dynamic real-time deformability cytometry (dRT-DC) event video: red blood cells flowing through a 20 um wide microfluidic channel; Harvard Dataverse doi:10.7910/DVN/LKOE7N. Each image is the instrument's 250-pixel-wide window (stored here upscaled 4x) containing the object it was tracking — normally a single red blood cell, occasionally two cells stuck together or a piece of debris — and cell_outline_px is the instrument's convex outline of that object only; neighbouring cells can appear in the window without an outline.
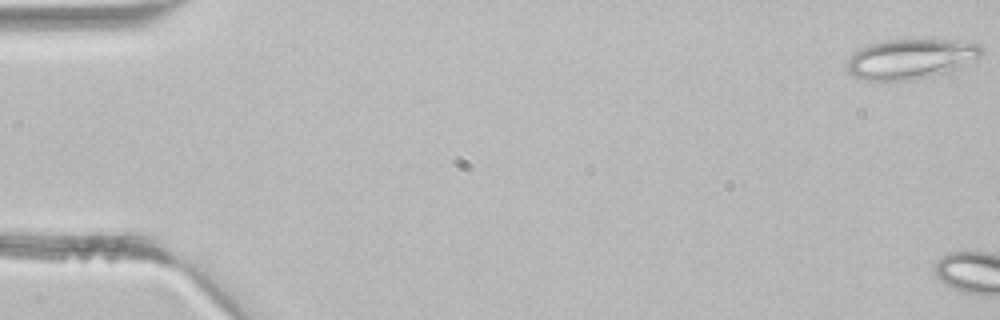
{"species": "common noctule bat (a hibernating species)", "species_latin": "Nyctalus noctula", "temperature_condition": "room temperature", "stored_images_in_passage": 4, "camera_frame_rate_fps": 3000, "um_per_image_px": 0.085, "animal": {"sex": "male", "body_mass_g": 21.5, "forearm_length_mm": 52.0}, "frame": {"image": 1, "passage_image": 1, "time_ms": 0.0, "image_size_px": [1000, 320], "cell_outline_px": [[984, 52], [976, 60], [960, 68], [948, 72], [912, 80], [872, 84], [848, 72], [848, 60], [860, 48], [868, 44], [888, 40], [916, 36], [980, 44]], "centroid_in_image_um": [77.43, 5.0], "position_along_channel_um": 7.6, "area_um2": 32.71}}